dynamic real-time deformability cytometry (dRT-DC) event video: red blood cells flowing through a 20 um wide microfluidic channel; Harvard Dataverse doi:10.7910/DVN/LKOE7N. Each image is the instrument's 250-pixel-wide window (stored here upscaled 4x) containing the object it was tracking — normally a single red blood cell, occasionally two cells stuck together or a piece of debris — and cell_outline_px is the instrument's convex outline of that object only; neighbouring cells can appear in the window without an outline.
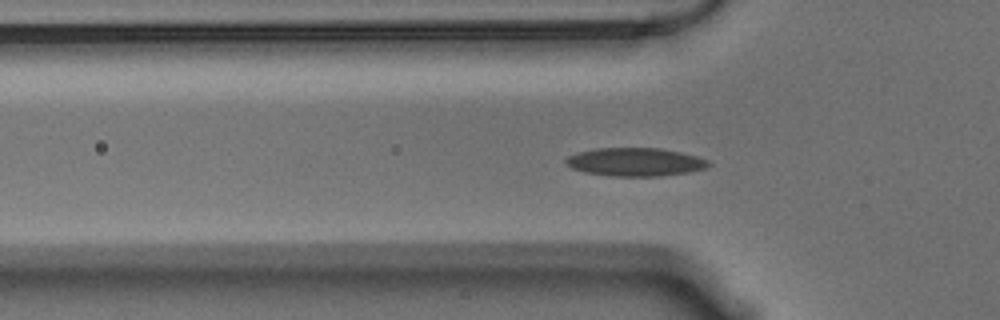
{"species": "Egyptian fruit bat (a non-hibernating species)", "species_latin": "Rousettus aegyptiacus", "temperature_condition": "warm", "stored_images_in_passage": 57, "camera_frame_rate_fps": 3000, "um_per_image_px": 0.085, "animal": {"sex": "male"}, "frame": {"image": 1, "passage_image": 17, "time_ms": 5.333, "image_size_px": [1000, 320], "cell_outline_px": [[712, 164], [708, 168], [688, 172], [660, 176], [612, 176], [584, 172], [572, 168], [564, 160], [568, 156], [580, 152], [596, 148], [660, 148], [680, 152], [696, 156], [708, 160]], "centroid_in_image_um": [54.03, 13.77], "position_along_channel_um": 71.8, "area_um2": 23.47}}
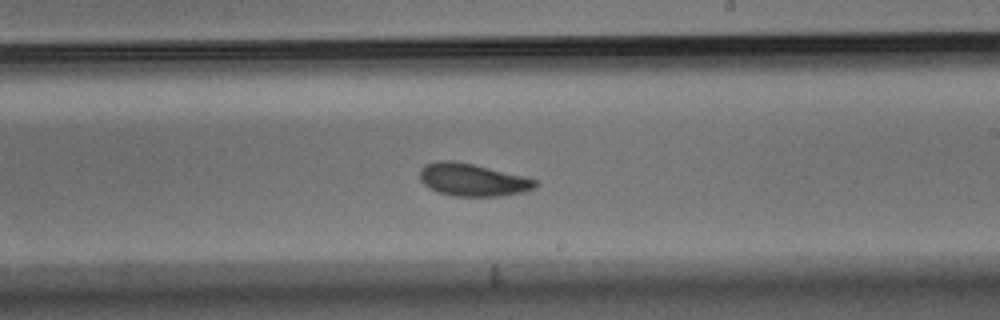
{"frame": {"image": 2, "passage_image": 32, "time_ms": 10.333, "image_size_px": [1000, 320], "cell_outline_px": [[540, 184], [536, 188], [524, 192], [504, 196], [452, 196], [436, 192], [424, 184], [420, 180], [420, 168], [424, 164], [436, 160], [452, 160], [472, 164], [524, 176], [536, 180]], "centroid_in_image_um": [40.17, 15.29], "position_along_channel_um": 248.8, "area_um2": 22.2}}
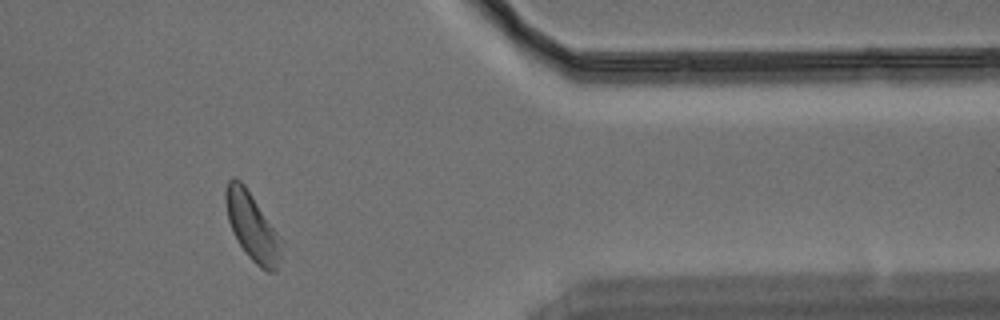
{"frame": {"image": 3, "passage_image": 46, "time_ms": 15.0, "image_size_px": [1000, 320], "cell_outline_px": [[284, 240], [280, 260], [276, 272], [268, 272], [260, 268], [248, 256], [240, 244], [228, 220], [224, 200], [224, 192], [228, 180], [232, 176], [236, 176], [244, 184]], "centroid_in_image_um": [21.47, 19.25], "position_along_channel_um": 389.9, "area_um2": 22.31}, "authors_computed_cell_mechanics": {"area_um2": 21.964, "velocity_mm_per_s": 3.5244, "shape_relaxation_time_tau1_ms": 3.4026, "shape_relaxation_time_tau2_ms": 4.2012, "deformation_change_tau1": 0.103, "deformation_change_tau2": 0.1088}}